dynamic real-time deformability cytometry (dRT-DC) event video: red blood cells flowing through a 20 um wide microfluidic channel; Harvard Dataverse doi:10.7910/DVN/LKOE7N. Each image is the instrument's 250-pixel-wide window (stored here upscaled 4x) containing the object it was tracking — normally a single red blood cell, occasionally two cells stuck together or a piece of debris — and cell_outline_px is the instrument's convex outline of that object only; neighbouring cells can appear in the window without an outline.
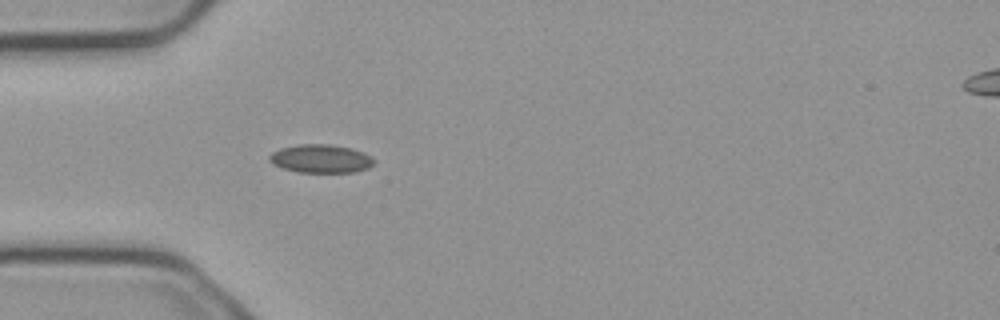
{"species": "common noctule bat (a hibernating species)", "species_latin": "Nyctalus noctula", "temperature_condition": "cold", "stored_images_in_passage": 1, "camera_frame_rate_fps": 3000, "um_per_image_px": 0.085, "animal": {"sex": "male", "body_mass_g": 23.1, "forearm_length_mm": 52.7}, "frame": {"image": 1, "passage_image": 1, "time_ms": 0.0, "image_size_px": [1000, 320], "cell_outline_px": [[376, 164], [368, 168], [356, 172], [300, 172], [284, 168], [268, 160], [268, 156], [272, 152], [280, 148], [300, 144], [328, 144], [352, 148], [364, 152], [372, 156], [376, 160]], "centroid_in_image_um": [27.34, 13.48], "position_along_channel_um": 57.7, "area_um2": 17.4}}